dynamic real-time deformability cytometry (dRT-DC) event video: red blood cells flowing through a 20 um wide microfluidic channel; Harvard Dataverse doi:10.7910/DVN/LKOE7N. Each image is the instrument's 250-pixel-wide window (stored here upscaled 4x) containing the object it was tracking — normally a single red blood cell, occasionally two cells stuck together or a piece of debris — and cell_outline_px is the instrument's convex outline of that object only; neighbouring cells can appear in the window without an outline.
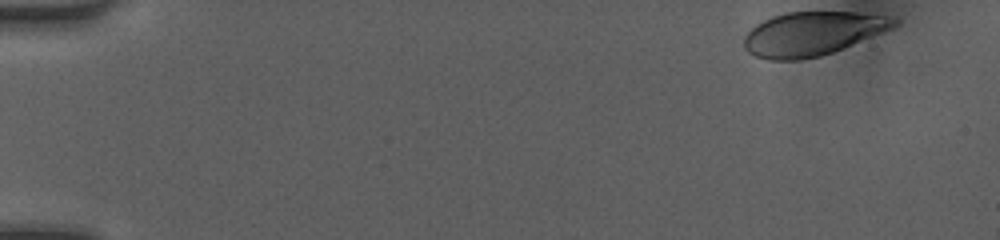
{"species": "human", "species_latin": "Homo sapiens", "temperature_condition": "room temperature", "stored_images_in_passage": 14, "camera_frame_rate_fps": 3000, "um_per_image_px": 0.085, "donor": {"sex": "female"}, "frame": {"image": 1, "passage_image": 1, "time_ms": 0.0, "image_size_px": [1000, 240], "cell_outline_px": [[900, 24], [892, 28], [832, 52], [820, 56], [800, 60], [772, 60], [756, 56], [748, 52], [744, 48], [744, 36], [756, 24], [772, 16], [788, 12], [856, 12], [888, 16], [900, 20]], "centroid_in_image_um": [69.05, 2.85], "position_along_channel_um": 16.0, "area_um2": 38.09}}